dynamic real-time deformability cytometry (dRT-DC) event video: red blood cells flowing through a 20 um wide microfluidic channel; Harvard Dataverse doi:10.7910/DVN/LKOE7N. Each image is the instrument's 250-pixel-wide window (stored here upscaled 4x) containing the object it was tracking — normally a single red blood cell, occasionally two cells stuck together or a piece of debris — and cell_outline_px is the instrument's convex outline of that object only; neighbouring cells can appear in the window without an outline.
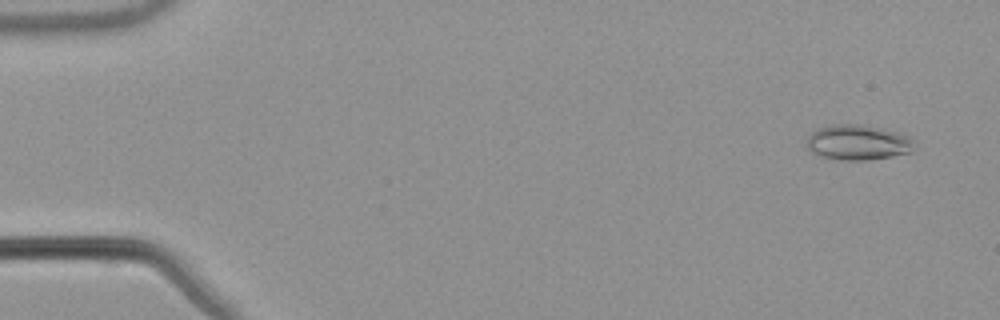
{"species": "common noctule bat (a hibernating species)", "species_latin": "Nyctalus noctula", "temperature_condition": "warm", "stored_images_in_passage": 55, "camera_frame_rate_fps": 3000, "um_per_image_px": 0.085, "animal": {"sex": "male", "body_mass_g": 21.5, "forearm_length_mm": 52.0}, "frame": {"image": 1, "passage_image": 4, "time_ms": 1.0, "image_size_px": [1000, 320], "cell_outline_px": [[912, 152], [892, 156], [868, 160], [840, 160], [824, 156], [812, 152], [808, 148], [808, 136], [812, 132], [820, 128], [832, 124], [864, 124], [900, 132], [908, 136], [912, 140]], "centroid_in_image_um": [72.94, 12.09], "position_along_channel_um": 12.1, "area_um2": 21.96}}
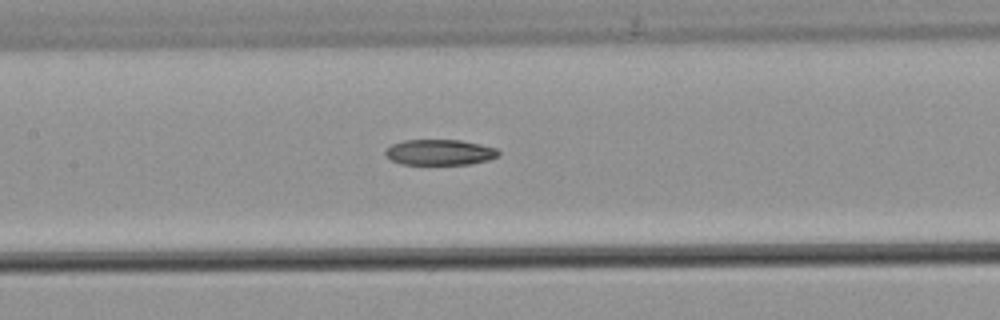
{"frame": {"image": 2, "passage_image": 27, "time_ms": 8.667, "image_size_px": [1000, 320], "cell_outline_px": [[500, 156], [488, 160], [472, 164], [400, 164], [392, 160], [384, 152], [392, 144], [404, 140], [460, 140], [480, 144], [496, 148], [500, 152]], "centroid_in_image_um": [37.42, 12.94], "position_along_channel_um": 170.0, "area_um2": 16.88}}
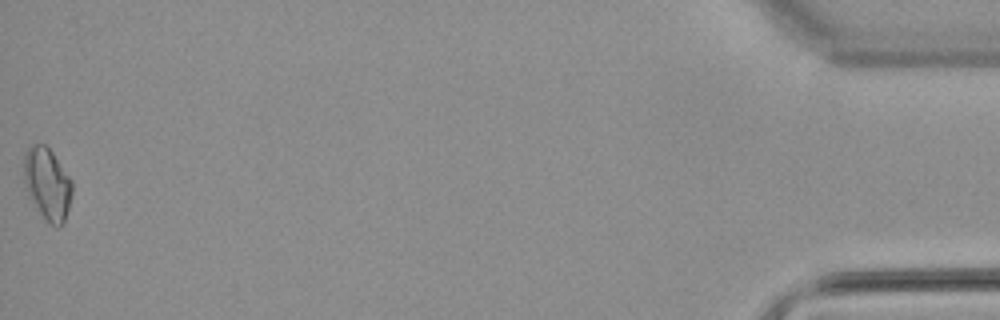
{"frame": {"image": 3, "passage_image": 55, "time_ms": 18.0, "image_size_px": [1000, 320], "cell_outline_px": [[72, 192], [64, 224], [56, 228], [48, 224], [44, 220], [28, 196], [24, 184], [24, 152], [32, 144], [44, 144], [52, 152], [72, 180]], "centroid_in_image_um": [4.01, 15.67], "position_along_channel_um": 431.2, "area_um2": 20.52}, "authors_computed_cell_mechanics": {"area_um2": 18.1492, "velocity_mm_per_s": 3.8372, "shape_relaxation_time_tau1_ms": null, "shape_relaxation_time_tau2_ms": 7.7773, "deformation_change_tau1": null, "deformation_change_tau2": 0.1785}}